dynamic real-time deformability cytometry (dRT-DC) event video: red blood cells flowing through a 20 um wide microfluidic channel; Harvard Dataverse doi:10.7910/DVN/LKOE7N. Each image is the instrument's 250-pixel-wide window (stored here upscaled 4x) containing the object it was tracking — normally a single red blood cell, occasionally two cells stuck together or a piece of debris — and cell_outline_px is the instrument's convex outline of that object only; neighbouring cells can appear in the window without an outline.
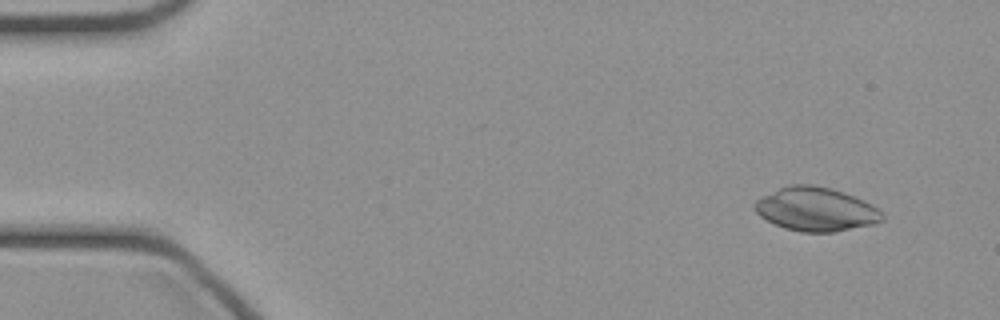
{"species": "common noctule bat (a hibernating species)", "species_latin": "Nyctalus noctula", "temperature_condition": "cold", "stored_images_in_passage": 47, "camera_frame_rate_fps": 3000, "um_per_image_px": 0.085, "animal": {"sex": "female", "body_mass_g": 21.9}, "frame": {"image": 1, "passage_image": 4, "time_ms": 1.0, "image_size_px": [1000, 320], "cell_outline_px": [[884, 220], [872, 224], [836, 232], [800, 232], [784, 228], [760, 216], [756, 212], [752, 204], [756, 200], [788, 184], [812, 184], [832, 188], [844, 192], [864, 200], [872, 204], [884, 216]], "centroid_in_image_um": [69.35, 17.78], "position_along_channel_um": 15.6, "area_um2": 32.48}}
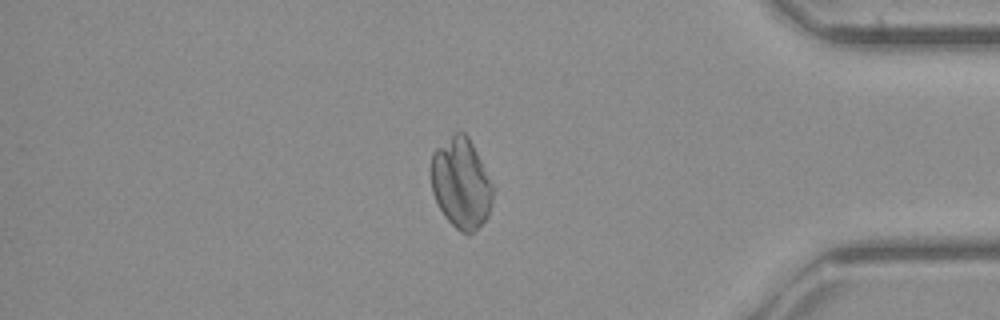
{"frame": {"image": 2, "passage_image": 40, "time_ms": 13.0, "image_size_px": [1000, 320], "cell_outline_px": [[496, 188], [488, 216], [468, 236], [460, 232], [444, 216], [432, 192], [432, 152], [452, 132], [464, 132], [468, 136]], "centroid_in_image_um": [39.22, 15.57], "position_along_channel_um": 396.0, "area_um2": 32.83}}